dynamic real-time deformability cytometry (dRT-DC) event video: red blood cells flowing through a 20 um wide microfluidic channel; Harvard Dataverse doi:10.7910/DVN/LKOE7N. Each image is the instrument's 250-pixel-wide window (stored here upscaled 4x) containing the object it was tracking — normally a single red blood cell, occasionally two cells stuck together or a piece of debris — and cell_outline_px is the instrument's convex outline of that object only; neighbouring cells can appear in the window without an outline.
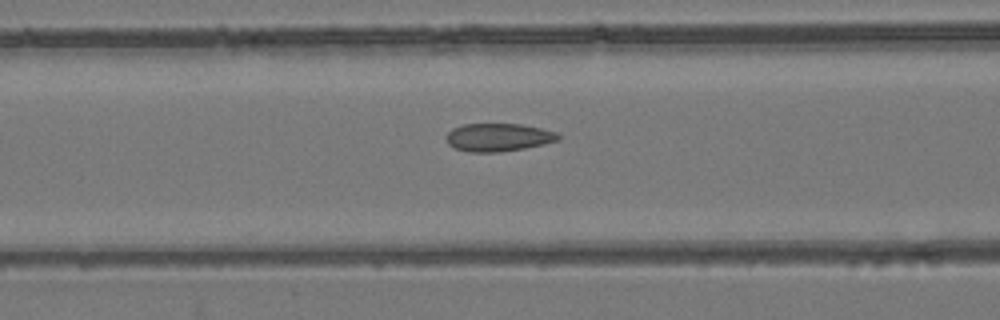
{"species": "common noctule bat (a hibernating species)", "species_latin": "Nyctalus noctula", "temperature_condition": "room temperature", "stored_images_in_passage": 49, "camera_frame_rate_fps": 3000, "um_per_image_px": 0.085, "animal": {"sex": "female", "body_mass_g": 24.6, "forearm_length_mm": 56.2}, "frame": {"image": 1, "passage_image": 23, "time_ms": 7.333, "image_size_px": [1000, 320], "cell_outline_px": [[564, 136], [560, 140], [544, 144], [524, 148], [500, 152], [468, 152], [456, 148], [448, 144], [444, 136], [452, 128], [464, 124], [520, 124], [540, 128], [556, 132]], "centroid_in_image_um": [42.37, 11.67], "position_along_channel_um": 124.2, "area_um2": 18.44}}
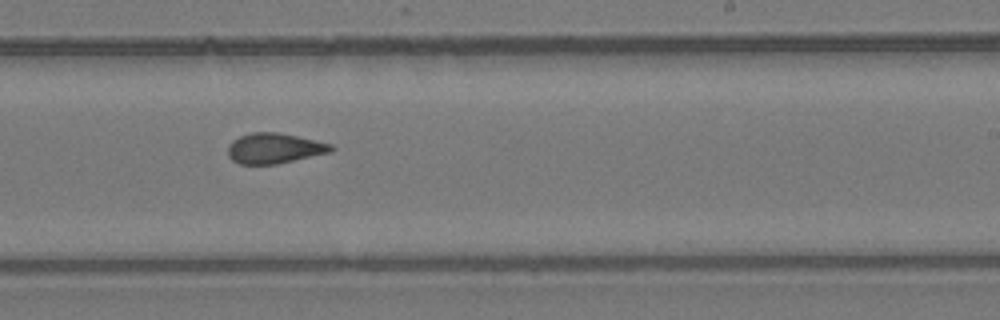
{"frame": {"image": 2, "passage_image": 34, "time_ms": 11.0, "image_size_px": [1000, 320], "cell_outline_px": [[336, 148], [332, 152], [276, 164], [240, 164], [232, 160], [228, 156], [228, 144], [232, 140], [240, 136], [252, 132], [276, 132], [316, 140], [332, 144]], "centroid_in_image_um": [23.33, 12.6], "position_along_channel_um": 265.7, "area_um2": 18.32}}
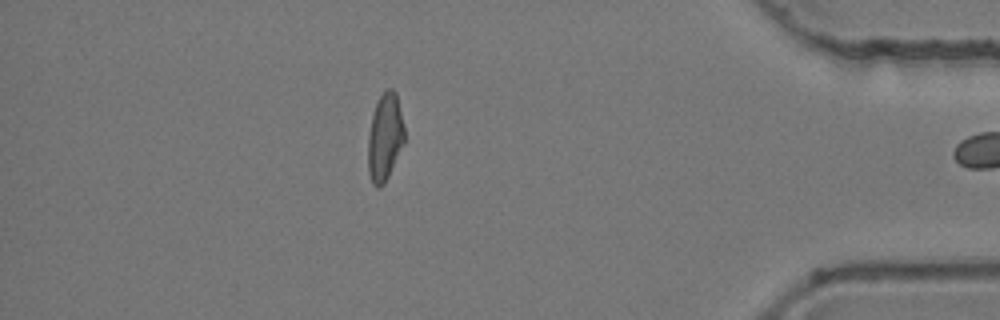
{"frame": {"image": 3, "passage_image": 48, "time_ms": 15.667, "image_size_px": [1000, 320], "cell_outline_px": [[404, 144], [384, 184], [380, 188], [376, 188], [372, 184], [368, 172], [368, 136], [372, 116], [376, 104], [380, 96], [388, 88], [392, 88], [396, 92], [404, 124]], "centroid_in_image_um": [32.72, 11.69], "position_along_channel_um": 402.5, "area_um2": 18.61}}